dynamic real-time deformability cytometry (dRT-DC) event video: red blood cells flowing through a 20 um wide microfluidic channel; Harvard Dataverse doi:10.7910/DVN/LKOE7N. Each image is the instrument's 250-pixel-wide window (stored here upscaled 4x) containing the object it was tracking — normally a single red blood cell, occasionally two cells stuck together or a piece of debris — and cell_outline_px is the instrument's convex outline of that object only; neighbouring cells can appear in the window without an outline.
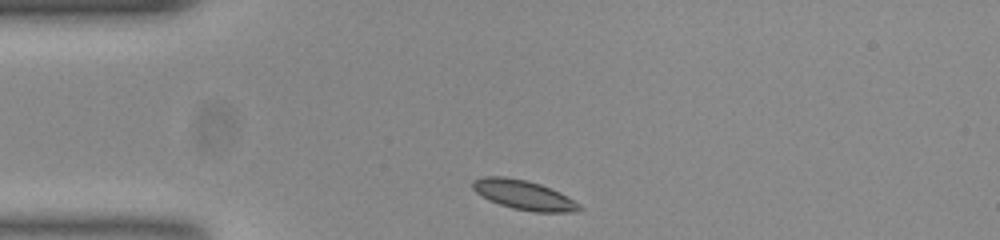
{"species": "common noctule bat (a hibernating species)", "species_latin": "Nyctalus noctula", "temperature_condition": "room temperature", "stored_images_in_passage": 33, "camera_frame_rate_fps": 3000, "um_per_image_px": 0.085, "animal": {"sex": "female", "body_mass_g": 23.0, "forearm_length_mm": 53.4}, "frame": {"image": 1, "passage_image": 1, "time_ms": 0.0, "image_size_px": [1000, 240], "cell_outline_px": [[584, 208], [580, 212], [532, 212], [512, 208], [488, 200], [476, 192], [472, 188], [472, 180], [484, 176], [504, 176], [524, 180], [540, 184], [580, 204]], "centroid_in_image_um": [44.49, 16.58], "position_along_channel_um": 40.5, "area_um2": 18.15}}
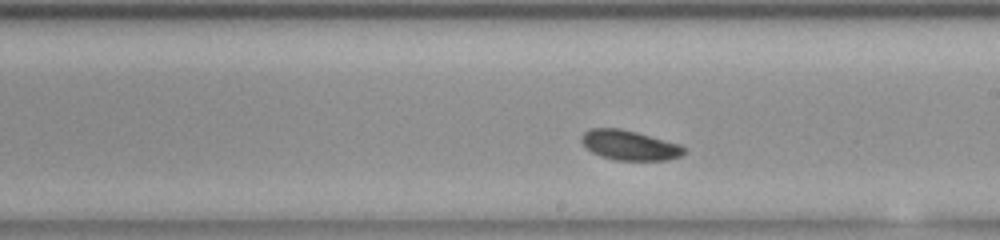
{"frame": {"image": 2, "passage_image": 19, "time_ms": 6.0, "image_size_px": [1000, 240], "cell_outline_px": [[684, 152], [680, 156], [664, 160], [616, 160], [600, 156], [584, 148], [580, 140], [580, 136], [588, 128], [620, 128], [636, 132], [680, 144], [684, 148]], "centroid_in_image_um": [53.43, 12.33], "position_along_channel_um": 235.6, "area_um2": 17.86}}
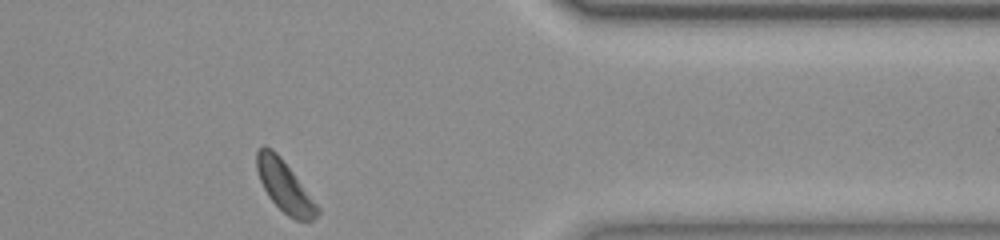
{"frame": {"image": 3, "passage_image": 33, "time_ms": 10.667, "image_size_px": [1000, 240], "cell_outline_px": [[320, 212], [312, 220], [296, 220], [288, 216], [268, 196], [260, 180], [256, 168], [256, 152], [264, 144], [272, 148], [280, 156], [320, 208]], "centroid_in_image_um": [24.17, 15.81], "position_along_channel_um": 387.2, "area_um2": 17.8}, "authors_computed_cell_mechanics": {"area_um2": 17.9758, "velocity_mm_per_s": 3.6974, "shape_relaxation_time_tau1_ms": 4.8776, "shape_relaxation_time_tau2_ms": 9.9597, "deformation_change_tau1": 0.1834, "deformation_change_tau2": 0.1545}}